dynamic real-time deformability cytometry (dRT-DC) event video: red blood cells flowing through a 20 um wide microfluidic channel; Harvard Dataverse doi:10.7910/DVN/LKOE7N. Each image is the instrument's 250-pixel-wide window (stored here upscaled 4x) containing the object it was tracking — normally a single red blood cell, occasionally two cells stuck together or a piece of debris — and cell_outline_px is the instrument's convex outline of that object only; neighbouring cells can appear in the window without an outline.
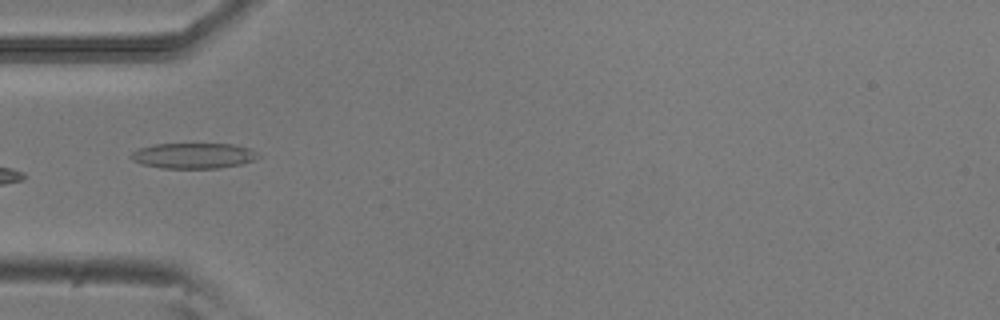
{"species": "common noctule bat (a hibernating species)", "species_latin": "Nyctalus noctula", "temperature_condition": "room temperature", "stored_images_in_passage": 35, "camera_frame_rate_fps": 3000, "um_per_image_px": 0.085, "animal": {"sex": "male", "body_mass_g": 20.5, "forearm_length_mm": 52.5}, "frame": {"image": 1, "passage_image": 1, "time_ms": 0.0, "image_size_px": [1000, 320], "cell_outline_px": [[260, 156], [252, 160], [240, 164], [216, 168], [160, 168], [144, 164], [132, 160], [128, 156], [132, 152], [140, 148], [156, 144], [232, 144], [248, 148], [256, 152]], "centroid_in_image_um": [16.41, 13.23], "position_along_channel_um": 68.6, "area_um2": 18.67}}